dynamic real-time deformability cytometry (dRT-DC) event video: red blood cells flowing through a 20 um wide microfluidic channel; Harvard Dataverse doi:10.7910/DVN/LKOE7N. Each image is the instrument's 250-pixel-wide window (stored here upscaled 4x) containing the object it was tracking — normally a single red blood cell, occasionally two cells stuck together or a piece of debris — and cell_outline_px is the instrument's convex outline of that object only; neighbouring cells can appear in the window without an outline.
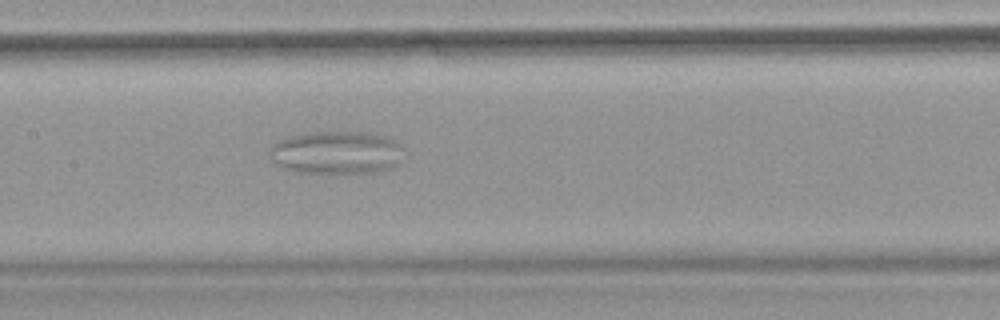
{"species": "common noctule bat (a hibernating species)", "species_latin": "Nyctalus noctula", "temperature_condition": "warm", "stored_images_in_passage": 62, "camera_frame_rate_fps": 3000, "um_per_image_px": 0.085, "animal": {"sex": "female", "body_mass_g": 18.4}, "frame": {"image": 1, "passage_image": 27, "time_ms": 8.667, "image_size_px": [1000, 320], "cell_outline_px": [[408, 152], [392, 168], [380, 172], [300, 172], [284, 168], [276, 164], [272, 152], [272, 144], [280, 140], [292, 136], [308, 132], [368, 132], [384, 136], [396, 140]], "centroid_in_image_um": [28.72, 12.95], "position_along_channel_um": 178.7, "area_um2": 33.47}}
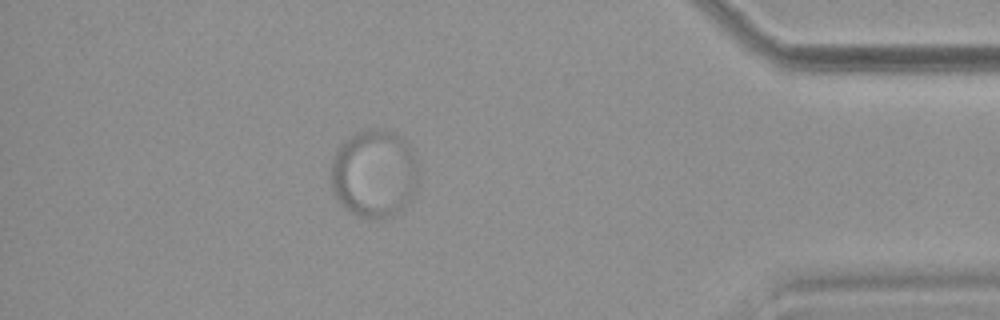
{"frame": {"image": 2, "passage_image": 54, "time_ms": 17.667, "image_size_px": [1000, 320], "cell_outline_px": [[420, 176], [412, 200], [400, 212], [388, 220], [364, 220], [356, 216], [344, 208], [340, 204], [332, 188], [332, 160], [336, 152], [356, 132], [372, 128], [388, 128], [396, 132], [412, 148]], "centroid_in_image_um": [31.87, 14.82], "position_along_channel_um": 403.3, "area_um2": 45.95}}